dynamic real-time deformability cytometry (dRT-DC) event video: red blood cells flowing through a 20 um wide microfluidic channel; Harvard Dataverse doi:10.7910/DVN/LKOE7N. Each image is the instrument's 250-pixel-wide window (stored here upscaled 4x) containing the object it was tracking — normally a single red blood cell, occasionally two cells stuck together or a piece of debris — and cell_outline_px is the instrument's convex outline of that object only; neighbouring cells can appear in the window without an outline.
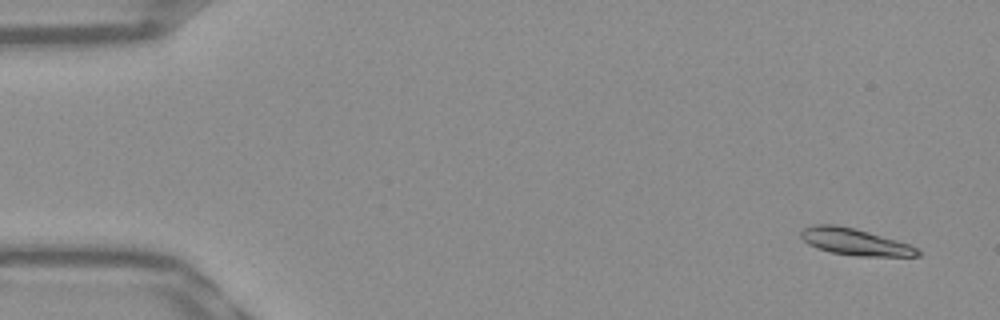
{"species": "Egyptian fruit bat (a non-hibernating species)", "species_latin": "Rousettus aegyptiacus", "temperature_condition": "warm", "stored_images_in_passage": 52, "camera_frame_rate_fps": 3000, "um_per_image_px": 0.085, "frame": {"image": 1, "passage_image": 3, "time_ms": 0.667, "image_size_px": [1000, 320], "cell_outline_px": [[920, 256], [856, 256], [832, 252], [816, 248], [808, 244], [800, 236], [800, 232], [804, 228], [816, 224], [836, 224], [868, 232], [896, 240], [908, 244], [916, 248], [920, 252]], "centroid_in_image_um": [72.63, 20.56], "position_along_channel_um": 12.4, "area_um2": 17.92}}
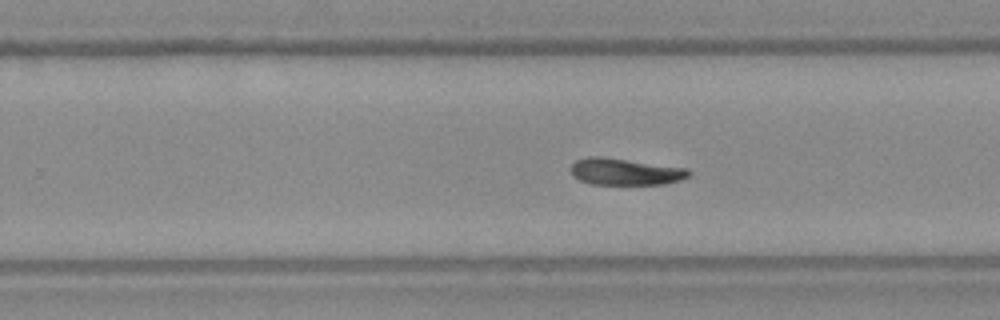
{"frame": {"image": 2, "passage_image": 33, "time_ms": 10.667, "image_size_px": [1000, 320], "cell_outline_px": [[692, 176], [680, 180], [664, 184], [592, 184], [580, 180], [572, 176], [572, 164], [576, 160], [588, 156], [600, 156], [688, 168], [692, 172]], "centroid_in_image_um": [53.18, 14.59], "position_along_channel_um": 276.6, "area_um2": 18.44}}
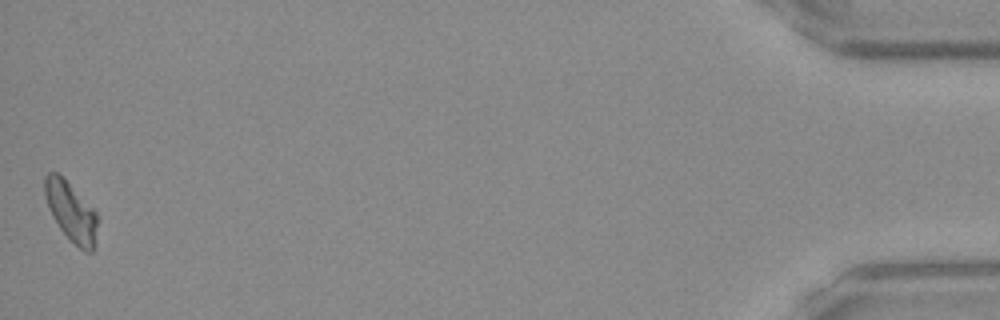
{"frame": {"image": 3, "passage_image": 52, "time_ms": 17.0, "image_size_px": [1000, 320], "cell_outline_px": [[100, 220], [96, 244], [92, 252], [84, 252], [60, 228], [52, 216], [48, 208], [44, 196], [44, 176], [48, 172], [56, 172], [96, 212]], "centroid_in_image_um": [6.07, 18.04], "position_along_channel_um": 429.1, "area_um2": 18.15}}